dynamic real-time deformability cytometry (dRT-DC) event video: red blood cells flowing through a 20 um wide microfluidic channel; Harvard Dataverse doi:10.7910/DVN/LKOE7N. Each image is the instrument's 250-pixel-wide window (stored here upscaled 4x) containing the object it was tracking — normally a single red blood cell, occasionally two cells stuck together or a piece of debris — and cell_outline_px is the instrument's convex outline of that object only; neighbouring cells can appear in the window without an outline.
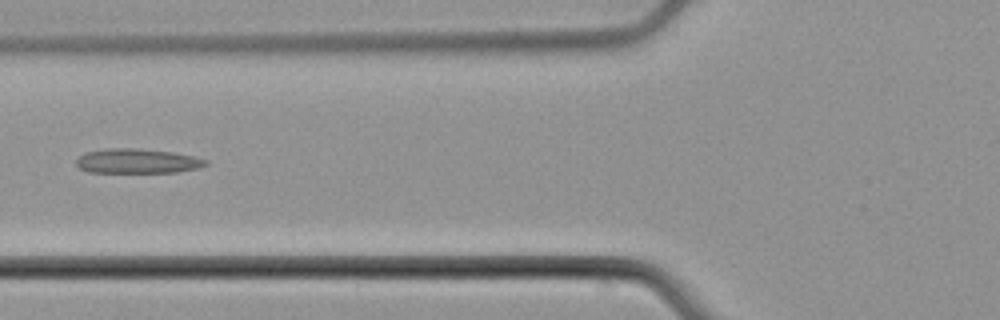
{"species": "common noctule bat (a hibernating species)", "species_latin": "Nyctalus noctula", "temperature_condition": "cold", "stored_images_in_passage": 6, "camera_frame_rate_fps": 3000, "um_per_image_px": 0.085, "animal": {"sex": "male", "body_mass_g": 21.5, "forearm_length_mm": 52.0}, "frame": {"image": 1, "passage_image": 5, "time_ms": 6.0, "image_size_px": [1000, 320], "cell_outline_px": [[208, 164], [200, 168], [176, 172], [88, 172], [80, 168], [76, 164], [76, 160], [84, 152], [108, 148], [136, 148], [172, 152], [192, 156], [208, 160]], "centroid_in_image_um": [11.67, 13.69], "position_along_channel_um": 114.1, "area_um2": 18.55}}
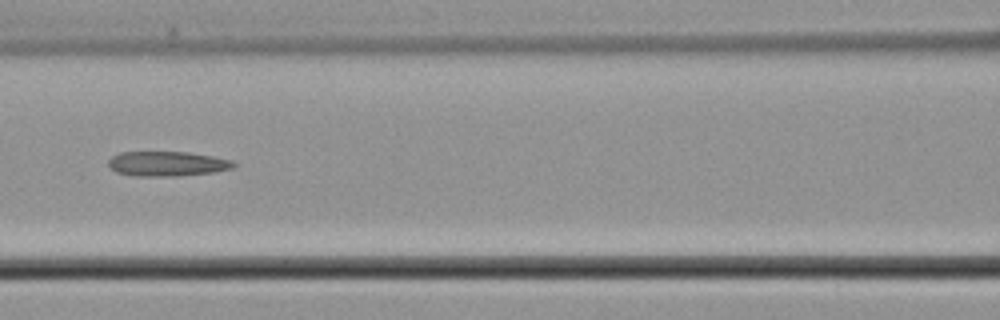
{"frame": {"image": 2, "passage_image": 6, "time_ms": 7.0, "image_size_px": [1000, 320], "cell_outline_px": [[236, 164], [232, 168], [212, 172], [176, 176], [136, 176], [116, 172], [108, 164], [108, 160], [112, 156], [120, 152], [188, 152], [212, 156], [232, 160]], "centroid_in_image_um": [14.19, 13.91], "position_along_channel_um": 152.4, "area_um2": 17.98}}